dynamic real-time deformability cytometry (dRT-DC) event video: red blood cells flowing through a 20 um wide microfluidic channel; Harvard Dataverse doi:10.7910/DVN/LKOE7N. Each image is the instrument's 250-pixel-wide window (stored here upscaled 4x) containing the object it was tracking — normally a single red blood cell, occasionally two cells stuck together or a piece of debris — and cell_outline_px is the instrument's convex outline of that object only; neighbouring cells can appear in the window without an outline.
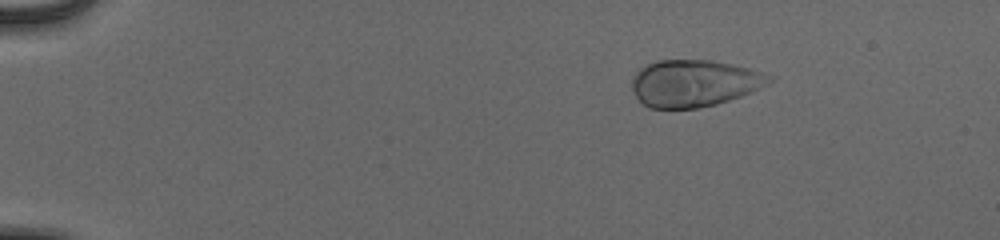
{"species": "human", "species_latin": "Homo sapiens", "temperature_condition": "cold", "stored_images_in_passage": 48, "camera_frame_rate_fps": 3000, "um_per_image_px": 0.085, "donor": {"sex": "male"}, "frame": {"image": 1, "passage_image": 3, "time_ms": 0.667, "image_size_px": [1000, 240], "cell_outline_px": [[776, 80], [752, 92], [716, 104], [700, 108], [648, 108], [632, 92], [632, 80], [636, 72], [640, 68], [656, 60], [712, 60], [732, 64], [748, 68], [772, 76]], "centroid_in_image_um": [59.0, 7.07], "position_along_channel_um": 26.0, "area_um2": 37.57}}
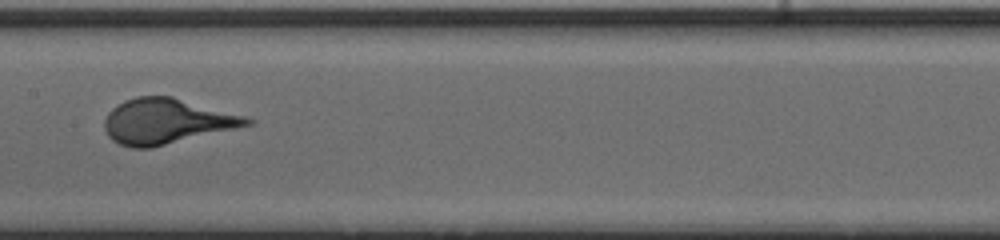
{"frame": {"image": 2, "passage_image": 24, "time_ms": 7.667, "image_size_px": [1000, 240], "cell_outline_px": [[256, 124], [152, 148], [132, 148], [120, 144], [112, 140], [108, 136], [104, 128], [104, 120], [108, 112], [112, 108], [124, 100], [136, 96], [172, 96], [248, 116], [256, 120]], "centroid_in_image_um": [14.21, 10.31], "position_along_channel_um": 193.2, "area_um2": 38.21}}
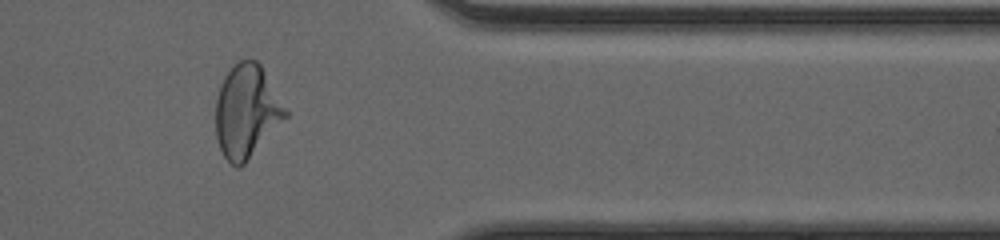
{"frame": {"image": 3, "passage_image": 40, "time_ms": 13.0, "image_size_px": [1000, 240], "cell_outline_px": [[288, 116], [244, 164], [240, 168], [236, 168], [224, 156], [220, 148], [216, 136], [216, 100], [220, 84], [224, 76], [240, 60], [256, 60], [260, 64], [288, 112]], "centroid_in_image_um": [20.95, 9.48], "position_along_channel_um": 390.4, "area_um2": 37.34}}